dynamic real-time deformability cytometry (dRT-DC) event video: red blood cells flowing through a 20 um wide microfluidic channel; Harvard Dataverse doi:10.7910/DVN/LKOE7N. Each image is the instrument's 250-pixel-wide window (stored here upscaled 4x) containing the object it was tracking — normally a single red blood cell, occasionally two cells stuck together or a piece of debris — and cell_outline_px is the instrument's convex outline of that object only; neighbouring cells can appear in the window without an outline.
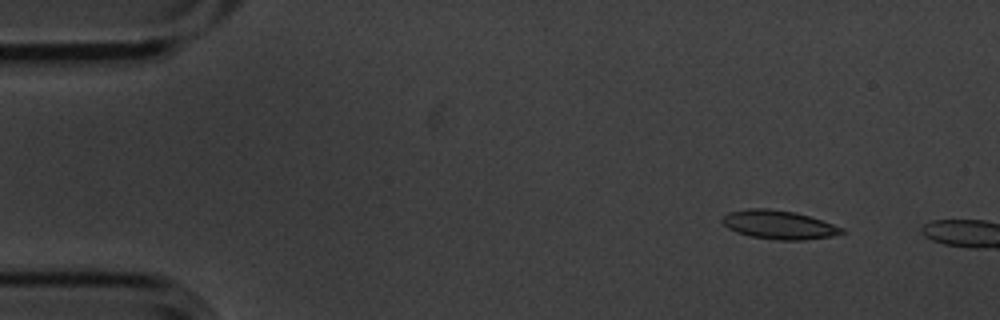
{"species": "common noctule bat (a hibernating species)", "species_latin": "Nyctalus noctula", "temperature_condition": "cold", "stored_images_in_passage": 4, "camera_frame_rate_fps": 3000, "um_per_image_px": 0.085, "animal": {"sex": "male", "body_mass_g": 20.1, "forearm_length_mm": 53.5}, "frame": {"image": 1, "passage_image": 2, "time_ms": 0.333, "image_size_px": [1000, 320], "cell_outline_px": [[844, 232], [832, 236], [804, 240], [780, 240], [752, 236], [736, 232], [728, 228], [720, 220], [728, 212], [748, 208], [768, 208], [796, 212], [844, 228]], "centroid_in_image_um": [66.17, 19.09], "position_along_channel_um": 18.8, "area_um2": 19.83}}